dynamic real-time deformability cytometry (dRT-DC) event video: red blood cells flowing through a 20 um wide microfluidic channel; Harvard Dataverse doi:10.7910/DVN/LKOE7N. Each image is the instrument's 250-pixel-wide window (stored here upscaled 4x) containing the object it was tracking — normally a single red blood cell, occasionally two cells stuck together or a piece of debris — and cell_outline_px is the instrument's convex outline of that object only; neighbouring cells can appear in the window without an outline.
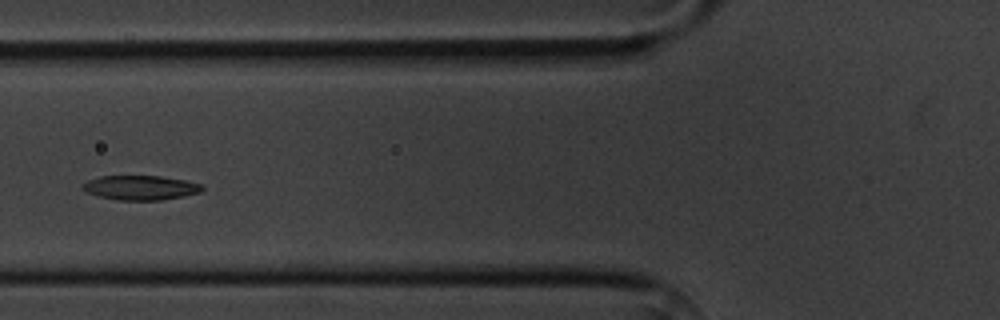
{"species": "common noctule bat (a hibernating species)", "species_latin": "Nyctalus noctula", "temperature_condition": "cold", "stored_images_in_passage": 4, "camera_frame_rate_fps": 3000, "um_per_image_px": 0.085, "animal": {"sex": "male", "body_mass_g": 20.1, "forearm_length_mm": 53.5}, "frame": {"image": 1, "passage_image": 4, "time_ms": 4.333, "image_size_px": [1000, 320], "cell_outline_px": [[204, 188], [200, 192], [184, 196], [160, 200], [116, 200], [96, 196], [84, 192], [80, 188], [80, 184], [88, 180], [100, 176], [160, 176], [184, 180], [200, 184]], "centroid_in_image_um": [11.85, 15.96], "position_along_channel_um": 113.9, "area_um2": 17.22}}